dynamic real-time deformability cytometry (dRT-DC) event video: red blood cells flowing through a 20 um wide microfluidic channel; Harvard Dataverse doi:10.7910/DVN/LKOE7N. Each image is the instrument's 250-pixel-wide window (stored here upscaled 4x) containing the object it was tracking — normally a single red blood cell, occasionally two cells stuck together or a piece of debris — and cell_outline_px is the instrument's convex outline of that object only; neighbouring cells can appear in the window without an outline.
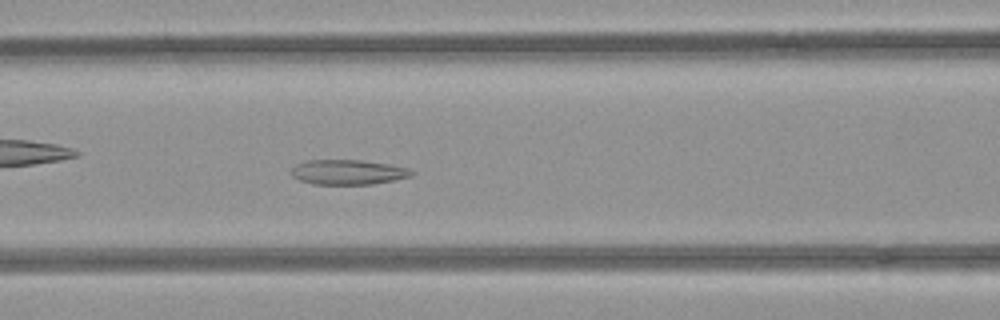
{"species": "common noctule bat (a hibernating species)", "species_latin": "Nyctalus noctula", "temperature_condition": "room temperature", "stored_images_in_passage": 47, "camera_frame_rate_fps": 3000, "um_per_image_px": 0.085, "animal": {"sex": "female", "body_mass_g": 21.9}, "frame": {"image": 1, "passage_image": 16, "time_ms": 5.0, "image_size_px": [1000, 320], "cell_outline_px": [[416, 172], [412, 176], [396, 180], [372, 184], [312, 184], [300, 180], [292, 176], [292, 168], [296, 164], [308, 160], [360, 160], [388, 164], [408, 168]], "centroid_in_image_um": [29.61, 14.63], "position_along_channel_um": 137.0, "area_um2": 17.46}}
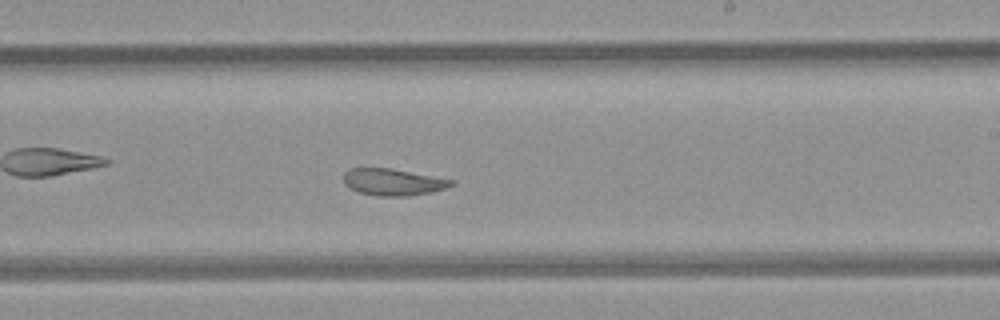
{"frame": {"image": 2, "passage_image": 25, "time_ms": 8.0, "image_size_px": [1000, 320], "cell_outline_px": [[456, 184], [432, 192], [408, 196], [376, 196], [360, 192], [344, 184], [344, 172], [348, 168], [392, 168], [456, 180]], "centroid_in_image_um": [33.44, 15.46], "position_along_channel_um": 255.6, "area_um2": 16.94}}
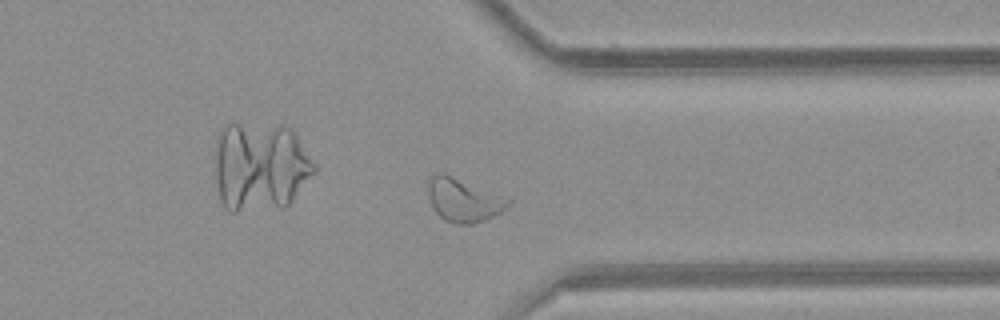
{"frame": {"image": 3, "passage_image": 34, "time_ms": 11.0, "image_size_px": [1000, 320], "cell_outline_px": [[512, 200], [500, 212], [484, 220], [472, 224], [456, 224], [444, 220], [432, 208], [428, 196], [428, 180], [436, 172], [444, 172]], "centroid_in_image_um": [39.33, 16.99], "position_along_channel_um": 372.1, "area_um2": 20.11}, "authors_computed_cell_mechanics": {"area_um2": 20.3456, "velocity_mm_per_s": 3.9578, "shape_relaxation_time_tau1_ms": null, "shape_relaxation_time_tau2_ms": 2.9428, "deformation_change_tau1": null, "deformation_change_tau2": 0.1022}}